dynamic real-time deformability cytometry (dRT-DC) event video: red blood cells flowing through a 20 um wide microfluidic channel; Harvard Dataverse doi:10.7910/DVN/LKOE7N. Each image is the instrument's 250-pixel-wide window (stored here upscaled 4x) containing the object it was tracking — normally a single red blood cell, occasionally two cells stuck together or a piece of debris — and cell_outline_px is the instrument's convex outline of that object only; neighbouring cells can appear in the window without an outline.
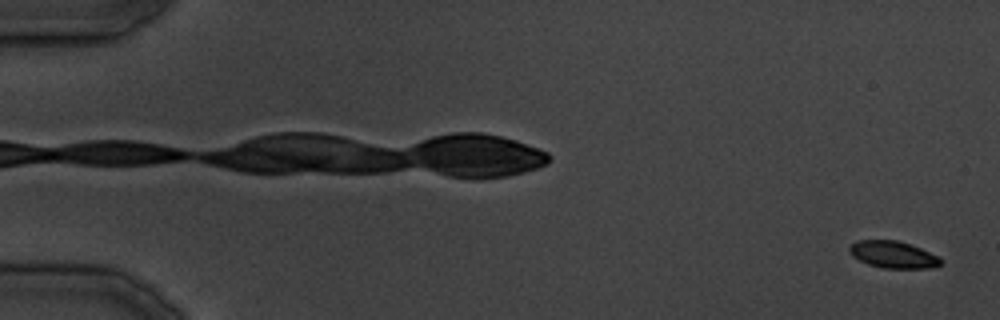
{"species": "common noctule bat (a hibernating species)", "species_latin": "Nyctalus noctula", "temperature_condition": "cold", "stored_images_in_passage": 25, "camera_frame_rate_fps": 3000, "um_per_image_px": 0.085, "animal": {"sex": "male", "body_mass_g": 19.5, "forearm_length_mm": 54.6}, "frame": {"image": 1, "passage_image": 1, "time_ms": 0.0, "image_size_px": [1000, 320], "cell_outline_px": [[940, 264], [928, 268], [884, 268], [868, 264], [852, 256], [848, 248], [852, 244], [860, 240], [896, 240], [920, 248], [936, 256], [940, 260]], "centroid_in_image_um": [75.86, 21.64], "position_along_channel_um": 9.1, "area_um2": 13.93}}
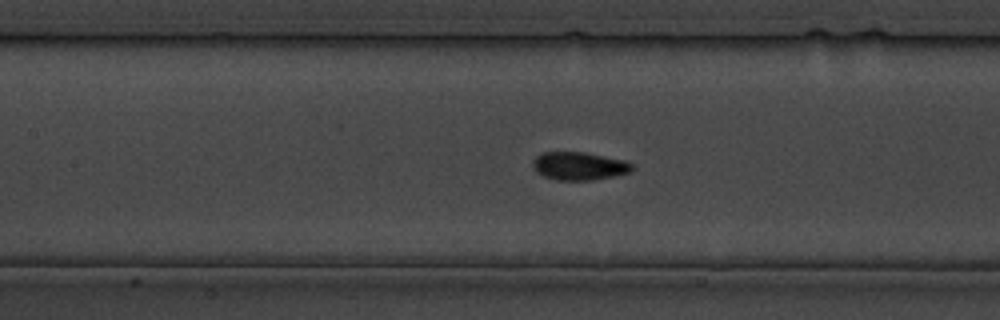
{"frame": {"image": 2, "passage_image": 17, "time_ms": 20.0, "image_size_px": [1000, 320], "cell_outline_px": [[636, 168], [632, 172], [592, 180], [560, 180], [544, 176], [536, 172], [532, 164], [532, 160], [540, 152], [584, 152], [628, 160]], "centroid_in_image_um": [49.26, 14.1], "position_along_channel_um": 158.1, "area_um2": 16.47}}
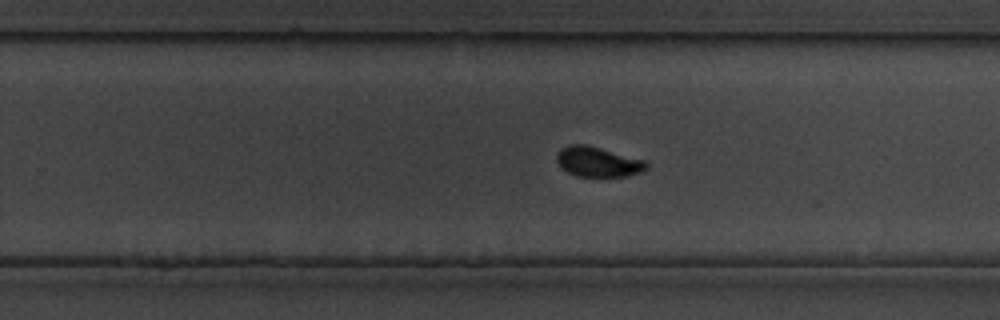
{"frame": {"image": 3, "passage_image": 24, "time_ms": 28.0, "image_size_px": [1000, 320], "cell_outline_px": [[648, 168], [640, 172], [628, 176], [576, 176], [568, 172], [556, 160], [556, 152], [560, 148], [568, 144], [584, 144], [600, 148], [644, 160], [648, 164]], "centroid_in_image_um": [50.8, 13.74], "position_along_channel_um": 279.0, "area_um2": 15.55}}